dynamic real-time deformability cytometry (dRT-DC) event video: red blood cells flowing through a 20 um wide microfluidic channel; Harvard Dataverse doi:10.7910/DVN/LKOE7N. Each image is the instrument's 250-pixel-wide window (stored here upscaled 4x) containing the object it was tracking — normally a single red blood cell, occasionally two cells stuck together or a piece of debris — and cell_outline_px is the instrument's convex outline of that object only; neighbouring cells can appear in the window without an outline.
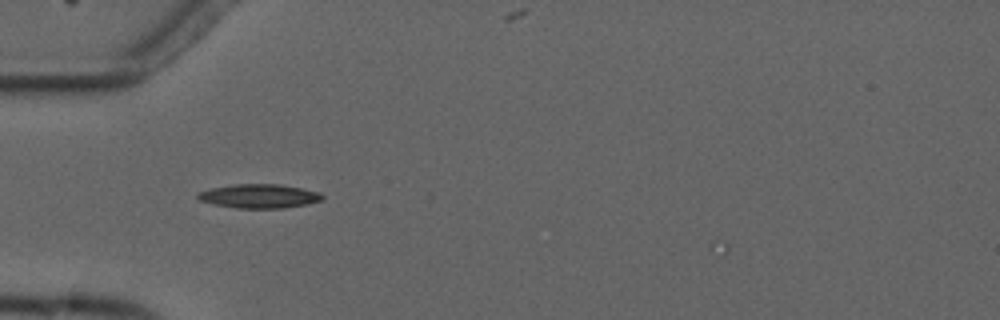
{"species": "common noctule bat (a hibernating species)", "species_latin": "Nyctalus noctula", "temperature_condition": "cold", "stored_images_in_passage": 4, "camera_frame_rate_fps": 3000, "um_per_image_px": 0.085, "animal": {"sex": "male", "forearm_length_mm": 52.5}, "frame": {"image": 1, "passage_image": 1, "time_ms": 0.0, "image_size_px": [1000, 320], "cell_outline_px": [[324, 200], [308, 204], [284, 208], [236, 208], [212, 204], [200, 200], [196, 196], [196, 192], [212, 188], [236, 184], [280, 184], [320, 192], [324, 196]], "centroid_in_image_um": [22.04, 16.67], "position_along_channel_um": 63.0, "area_um2": 17.51}}
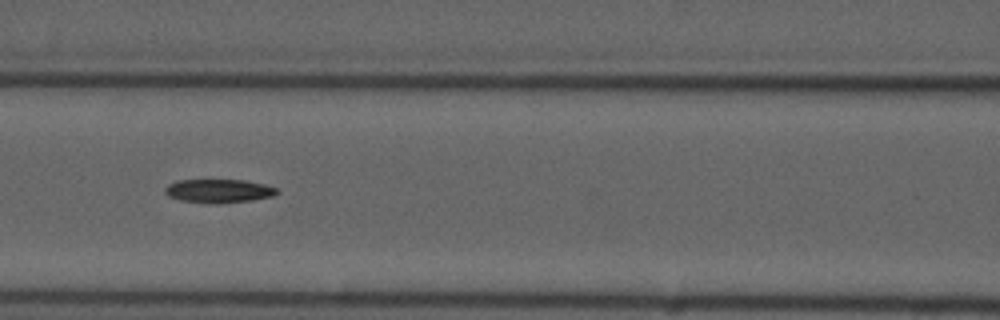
{"frame": {"image": 2, "passage_image": 3, "time_ms": 2.333, "image_size_px": [1000, 320], "cell_outline_px": [[280, 192], [272, 196], [252, 200], [216, 204], [208, 204], [180, 200], [168, 196], [164, 192], [164, 188], [168, 184], [176, 180], [244, 180], [264, 184], [280, 188]], "centroid_in_image_um": [18.59, 16.23], "position_along_channel_um": 148.0, "area_um2": 15.66}}
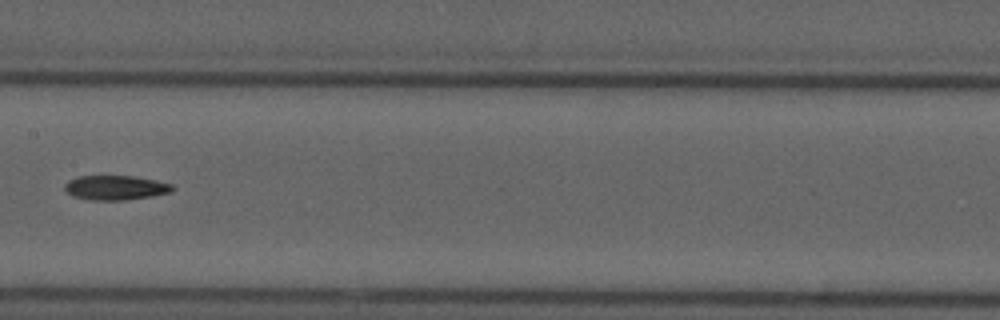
{"frame": {"image": 3, "passage_image": 4, "time_ms": 3.667, "image_size_px": [1000, 320], "cell_outline_px": [[172, 192], [152, 196], [124, 200], [88, 200], [72, 196], [64, 188], [64, 184], [68, 180], [76, 176], [132, 176], [172, 184]], "centroid_in_image_um": [9.76, 15.96], "position_along_channel_um": 197.6, "area_um2": 15.32}}